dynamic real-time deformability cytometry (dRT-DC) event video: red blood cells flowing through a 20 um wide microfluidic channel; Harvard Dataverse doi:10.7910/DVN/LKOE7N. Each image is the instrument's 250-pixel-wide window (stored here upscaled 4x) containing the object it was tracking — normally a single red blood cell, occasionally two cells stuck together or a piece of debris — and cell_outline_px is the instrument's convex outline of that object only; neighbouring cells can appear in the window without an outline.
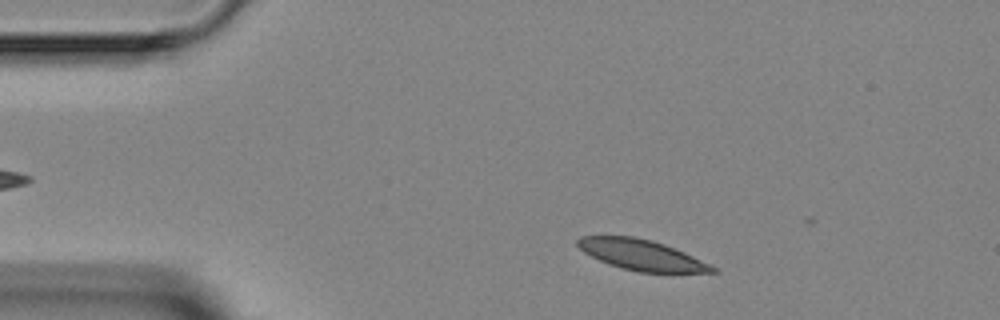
{"species": "Egyptian fruit bat (a non-hibernating species)", "species_latin": "Rousettus aegyptiacus", "temperature_condition": "room temperature", "stored_images_in_passage": 4, "camera_frame_rate_fps": 3000, "um_per_image_px": 0.085, "animal": {"sex": "female"}, "frame": {"image": 1, "passage_image": 1, "time_ms": 0.0, "image_size_px": [1000, 320], "cell_outline_px": [[720, 272], [640, 272], [620, 268], [608, 264], [584, 252], [576, 244], [576, 240], [580, 236], [632, 236], [652, 240], [664, 244], [684, 252], [716, 268]], "centroid_in_image_um": [54.49, 21.66], "position_along_channel_um": 30.5, "area_um2": 23.7}}
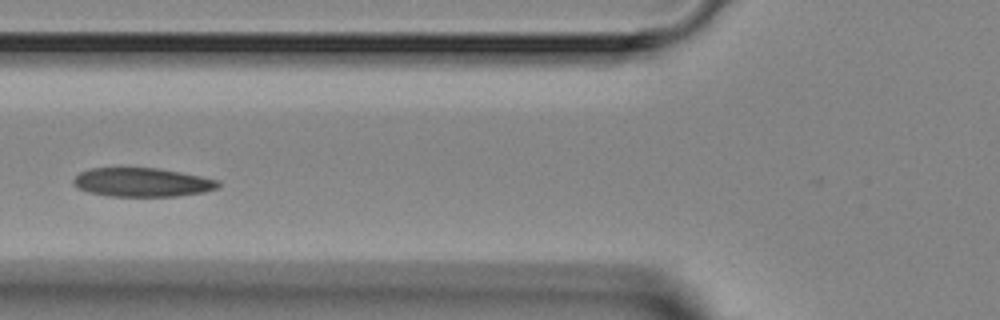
{"frame": {"image": 2, "passage_image": 3, "time_ms": 3.333, "image_size_px": [1000, 320], "cell_outline_px": [[220, 184], [216, 188], [204, 192], [176, 196], [112, 196], [88, 192], [72, 184], [72, 180], [80, 172], [92, 168], [160, 168], [220, 180]], "centroid_in_image_um": [12.09, 15.49], "position_along_channel_um": 113.7, "area_um2": 24.22}}
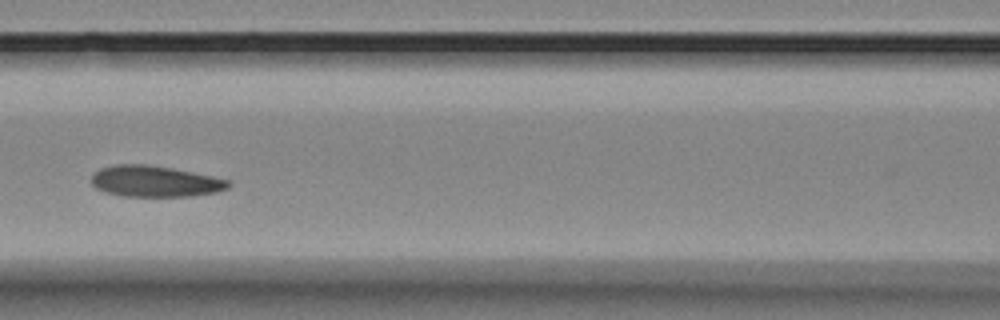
{"frame": {"image": 3, "passage_image": 4, "time_ms": 4.333, "image_size_px": [1000, 320], "cell_outline_px": [[232, 184], [228, 188], [216, 192], [192, 196], [124, 196], [104, 192], [96, 188], [92, 184], [92, 176], [100, 168], [116, 164], [148, 164], [172, 168], [232, 180]], "centroid_in_image_um": [13.2, 15.41], "position_along_channel_um": 153.4, "area_um2": 24.91}}